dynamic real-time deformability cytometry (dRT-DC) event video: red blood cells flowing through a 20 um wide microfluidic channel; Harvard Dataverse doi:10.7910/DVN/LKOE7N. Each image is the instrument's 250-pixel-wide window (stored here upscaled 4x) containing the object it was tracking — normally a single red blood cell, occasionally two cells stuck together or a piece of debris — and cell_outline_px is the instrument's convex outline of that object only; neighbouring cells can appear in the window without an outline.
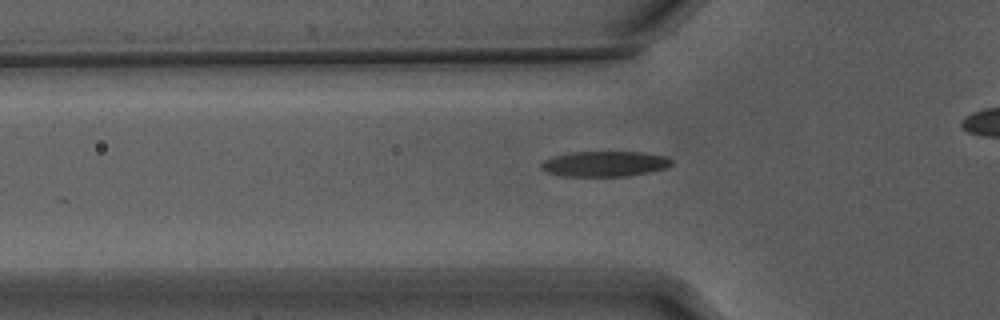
{"species": "Egyptian fruit bat (a non-hibernating species)", "species_latin": "Rousettus aegyptiacus", "temperature_condition": "warm", "stored_images_in_passage": 33, "camera_frame_rate_fps": 3000, "um_per_image_px": 0.085, "animal": {"sex": "male"}, "frame": {"image": 1, "passage_image": 7, "time_ms": 2.0, "image_size_px": [1000, 320], "cell_outline_px": [[672, 164], [664, 168], [648, 172], [624, 176], [564, 176], [548, 172], [540, 168], [540, 164], [544, 160], [556, 156], [572, 152], [640, 152], [668, 156], [672, 160]], "centroid_in_image_um": [51.41, 13.92], "position_along_channel_um": 74.4, "area_um2": 19.07}}
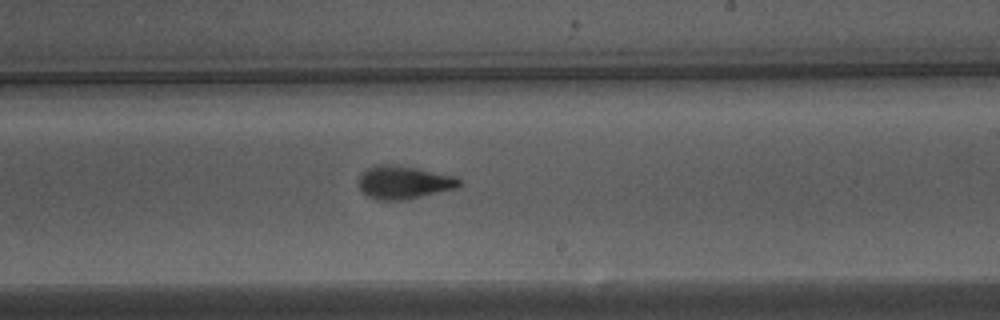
{"frame": {"image": 2, "passage_image": 21, "time_ms": 6.667, "image_size_px": [1000, 320], "cell_outline_px": [[464, 184], [456, 188], [404, 200], [376, 200], [368, 196], [360, 188], [356, 180], [360, 172], [376, 164], [388, 164], [416, 168], [452, 176], [460, 180]], "centroid_in_image_um": [34.26, 15.5], "position_along_channel_um": 254.7, "area_um2": 19.36}}
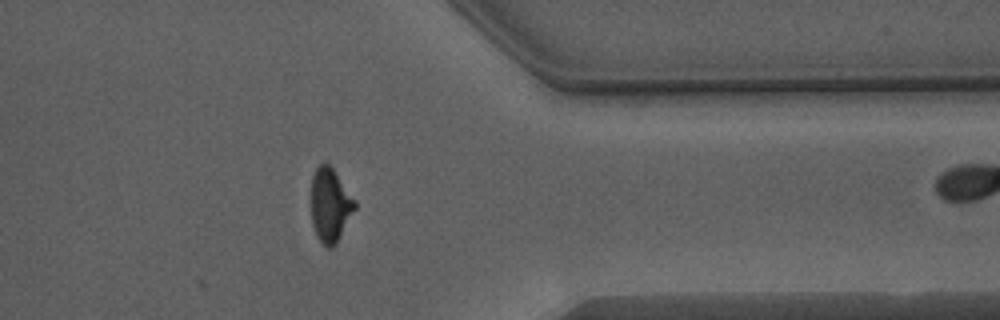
{"frame": {"image": 3, "passage_image": 32, "time_ms": 10.333, "image_size_px": [1000, 320], "cell_outline_px": [[356, 208], [336, 244], [332, 248], [328, 248], [316, 236], [312, 224], [312, 176], [316, 168], [324, 160], [332, 168], [356, 200]], "centroid_in_image_um": [28.07, 17.43], "position_along_channel_um": 383.3, "area_um2": 18.73}}